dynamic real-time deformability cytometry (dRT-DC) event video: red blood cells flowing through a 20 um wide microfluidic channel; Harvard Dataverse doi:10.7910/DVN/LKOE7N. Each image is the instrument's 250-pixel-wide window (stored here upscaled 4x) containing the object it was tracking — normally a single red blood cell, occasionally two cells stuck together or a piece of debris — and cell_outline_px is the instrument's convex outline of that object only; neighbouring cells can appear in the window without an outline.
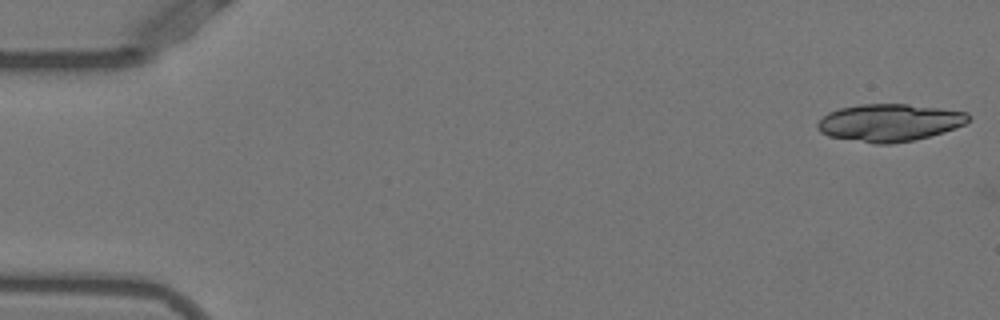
{"species": "Egyptian fruit bat (a non-hibernating species)", "species_latin": "Rousettus aegyptiacus", "temperature_condition": "warm", "stored_images_in_passage": 3, "camera_frame_rate_fps": 3000, "um_per_image_px": 0.085, "animal": {"sex": "female"}, "frame": {"image": 1, "passage_image": 1, "time_ms": 0.0, "image_size_px": [1000, 320], "cell_outline_px": [[972, 116], [964, 124], [944, 132], [912, 140], [892, 144], [876, 144], [828, 136], [820, 132], [816, 128], [816, 124], [828, 112], [840, 108], [860, 104], [908, 104], [940, 108], [968, 112]], "centroid_in_image_um": [75.59, 10.42], "position_along_channel_um": 9.4, "area_um2": 32.89}}